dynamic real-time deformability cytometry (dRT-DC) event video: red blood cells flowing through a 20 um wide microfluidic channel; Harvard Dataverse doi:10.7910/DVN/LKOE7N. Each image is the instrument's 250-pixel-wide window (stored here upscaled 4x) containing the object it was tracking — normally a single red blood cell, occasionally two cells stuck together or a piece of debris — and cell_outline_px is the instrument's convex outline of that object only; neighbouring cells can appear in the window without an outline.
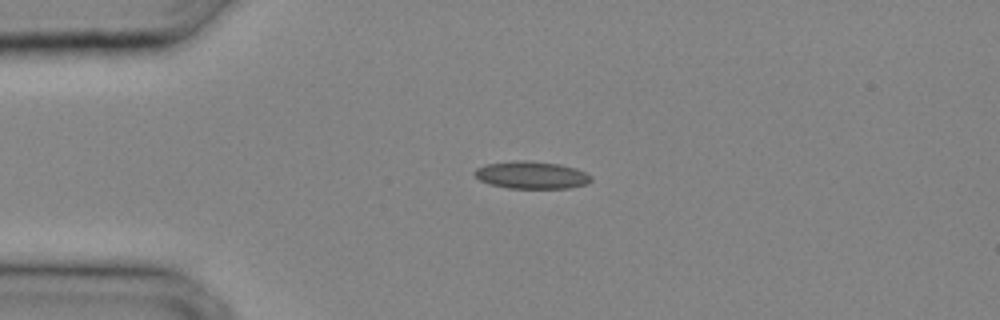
{"species": "common noctule bat (a hibernating species)", "species_latin": "Nyctalus noctula", "temperature_condition": "cold", "stored_images_in_passage": 11, "camera_frame_rate_fps": 3000, "um_per_image_px": 0.085, "animal": {"sex": "male", "body_mass_g": 20.4}, "frame": {"image": 1, "passage_image": 1, "time_ms": 0.0, "image_size_px": [1000, 320], "cell_outline_px": [[592, 180], [588, 184], [568, 188], [508, 188], [492, 184], [480, 180], [472, 172], [476, 168], [484, 164], [512, 160], [528, 160], [560, 164], [576, 168], [592, 176]], "centroid_in_image_um": [45.18, 14.86], "position_along_channel_um": 39.8, "area_um2": 18.79}}
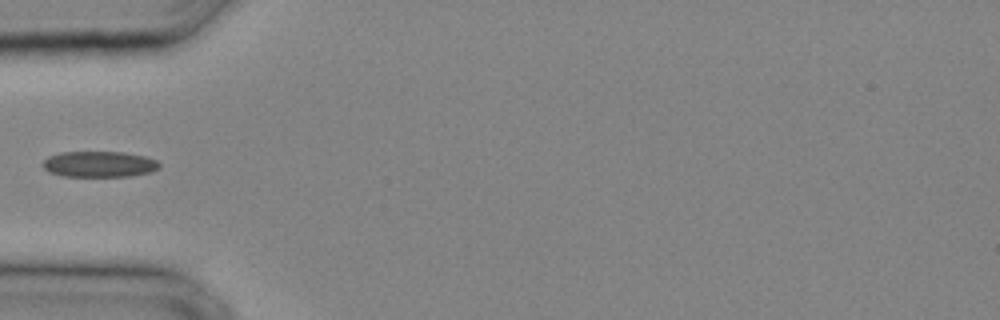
{"frame": {"image": 2, "passage_image": 4, "time_ms": 1.0, "image_size_px": [1000, 320], "cell_outline_px": [[160, 168], [148, 172], [128, 176], [64, 176], [48, 172], [40, 164], [48, 156], [60, 152], [124, 152], [144, 156], [156, 160], [160, 164]], "centroid_in_image_um": [8.39, 13.95], "position_along_channel_um": 76.6, "area_um2": 17.57}}
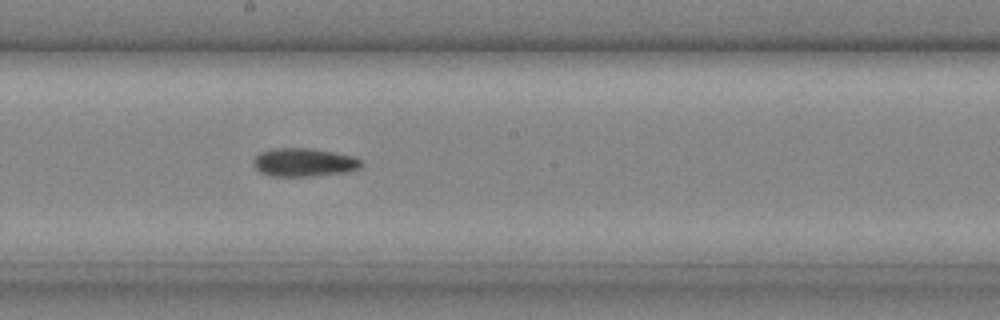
{"frame": {"image": 3, "passage_image": 11, "time_ms": 3.333, "image_size_px": [1000, 320], "cell_outline_px": [[364, 164], [360, 168], [348, 172], [316, 176], [268, 176], [260, 172], [252, 164], [252, 160], [260, 152], [272, 148], [308, 148], [356, 156]], "centroid_in_image_um": [25.84, 13.81], "position_along_channel_um": 222.4, "area_um2": 18.09}}